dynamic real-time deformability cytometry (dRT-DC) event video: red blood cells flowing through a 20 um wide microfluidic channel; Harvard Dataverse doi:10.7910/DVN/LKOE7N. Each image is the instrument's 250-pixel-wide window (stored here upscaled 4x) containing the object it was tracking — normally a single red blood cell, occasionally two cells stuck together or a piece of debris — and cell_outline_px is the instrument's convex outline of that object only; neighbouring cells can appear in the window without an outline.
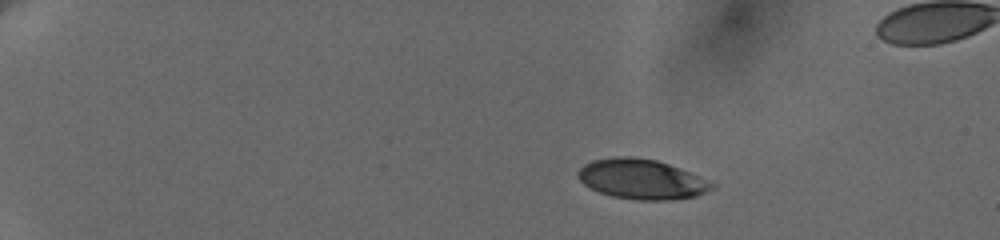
{"species": "human", "species_latin": "Homo sapiens", "temperature_condition": "cold", "stored_images_in_passage": 5, "segment_of_instrument_passage": [1, 2], "camera_frame_rate_fps": 3000, "um_per_image_px": 0.085, "donor": {"sex": "female"}, "frame": {"image": 1, "passage_image": 1, "time_ms": 0.0, "image_size_px": [1000, 240], "cell_outline_px": [[716, 188], [696, 196], [672, 200], [636, 200], [612, 196], [600, 192], [584, 184], [576, 176], [576, 172], [584, 164], [592, 160], [620, 156], [628, 156], [656, 160], [680, 168], [716, 184]], "centroid_in_image_um": [54.54, 15.23], "position_along_channel_um": 30.5, "area_um2": 31.15}}